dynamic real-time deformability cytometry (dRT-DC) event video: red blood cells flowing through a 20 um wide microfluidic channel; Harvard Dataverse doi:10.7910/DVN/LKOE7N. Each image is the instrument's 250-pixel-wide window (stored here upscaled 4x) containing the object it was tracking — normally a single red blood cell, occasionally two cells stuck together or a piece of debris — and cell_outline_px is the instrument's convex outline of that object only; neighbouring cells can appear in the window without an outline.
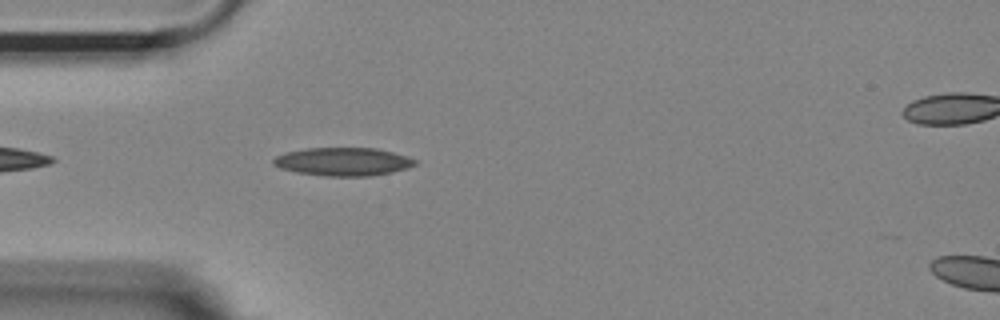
{"species": "Egyptian fruit bat (a non-hibernating species)", "species_latin": "Rousettus aegyptiacus", "temperature_condition": "room temperature", "stored_images_in_passage": 26, "camera_frame_rate_fps": 3000, "um_per_image_px": 0.085, "animal": {"sex": "female"}, "frame": {"image": 1, "passage_image": 3, "time_ms": 0.667, "image_size_px": [1000, 320], "cell_outline_px": [[416, 164], [408, 168], [392, 172], [372, 176], [324, 176], [296, 172], [280, 168], [272, 164], [272, 160], [276, 156], [288, 152], [308, 148], [376, 148], [408, 156], [416, 160]], "centroid_in_image_um": [29.17, 13.75], "position_along_channel_um": 55.8, "area_um2": 23.29}}
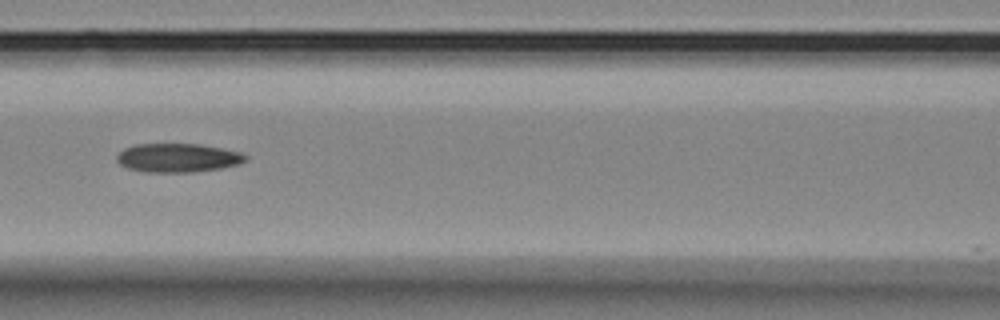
{"frame": {"image": 2, "passage_image": 11, "time_ms": 3.333, "image_size_px": [1000, 320], "cell_outline_px": [[248, 160], [240, 164], [220, 168], [192, 172], [144, 172], [128, 168], [120, 164], [116, 160], [116, 156], [124, 148], [136, 144], [200, 144], [244, 152], [248, 156]], "centroid_in_image_um": [15.16, 13.41], "position_along_channel_um": 151.4, "area_um2": 21.79}}
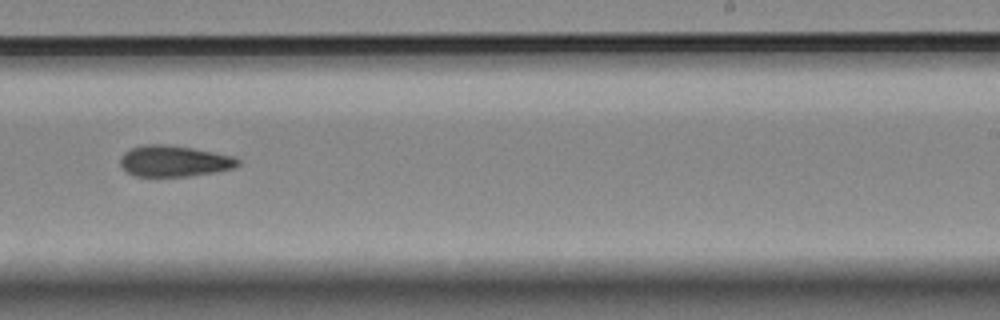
{"frame": {"image": 3, "passage_image": 21, "time_ms": 6.667, "image_size_px": [1000, 320], "cell_outline_px": [[240, 164], [236, 168], [216, 172], [188, 176], [136, 176], [128, 172], [120, 164], [120, 160], [124, 152], [132, 148], [144, 144], [160, 144], [192, 148], [232, 156], [240, 160]], "centroid_in_image_um": [14.82, 13.7], "position_along_channel_um": 274.2, "area_um2": 21.15}}